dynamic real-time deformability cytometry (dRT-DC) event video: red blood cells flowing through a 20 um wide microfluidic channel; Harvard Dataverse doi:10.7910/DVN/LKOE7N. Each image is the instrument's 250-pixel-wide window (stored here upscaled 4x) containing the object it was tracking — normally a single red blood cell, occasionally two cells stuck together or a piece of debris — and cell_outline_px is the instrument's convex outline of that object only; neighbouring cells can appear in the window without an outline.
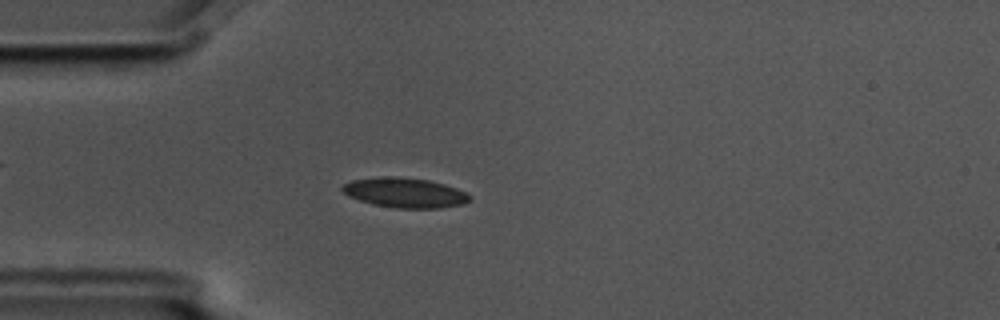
{"species": "common noctule bat (a hibernating species)", "species_latin": "Nyctalus noctula", "temperature_condition": "cold", "stored_images_in_passage": 5, "camera_frame_rate_fps": 3000, "um_per_image_px": 0.085, "animal": {"sex": "male", "body_mass_g": 17.5, "forearm_length_mm": 52.3}, "frame": {"image": 1, "passage_image": 4, "time_ms": 1.0, "image_size_px": [1000, 320], "cell_outline_px": [[472, 200], [460, 204], [440, 208], [396, 208], [372, 204], [348, 196], [340, 188], [344, 184], [352, 180], [384, 176], [396, 176], [428, 180], [444, 184], [468, 192], [472, 196]], "centroid_in_image_um": [34.43, 16.38], "position_along_channel_um": 50.6, "area_um2": 22.2}}